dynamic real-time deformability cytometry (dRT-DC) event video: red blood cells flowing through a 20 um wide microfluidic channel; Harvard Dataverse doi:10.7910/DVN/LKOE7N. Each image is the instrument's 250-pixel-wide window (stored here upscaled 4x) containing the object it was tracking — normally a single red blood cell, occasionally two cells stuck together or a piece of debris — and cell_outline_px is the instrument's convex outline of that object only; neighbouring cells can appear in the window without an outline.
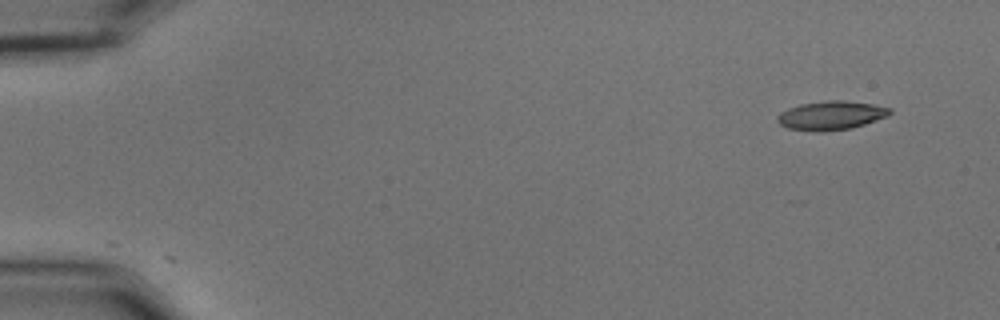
{"species": "common noctule bat (a hibernating species)", "species_latin": "Nyctalus noctula", "temperature_condition": "cold", "stored_images_in_passage": 52, "camera_frame_rate_fps": 3000, "um_per_image_px": 0.085, "animal": {"sex": "male", "body_mass_g": 15.6}, "frame": {"image": 1, "passage_image": 1, "time_ms": 0.0, "image_size_px": [1000, 320], "cell_outline_px": [[892, 112], [888, 116], [852, 128], [788, 128], [780, 124], [776, 120], [776, 116], [780, 112], [788, 108], [800, 104], [828, 100], [840, 100], [872, 104], [892, 108]], "centroid_in_image_um": [70.68, 9.75], "position_along_channel_um": 14.3, "area_um2": 17.98}}
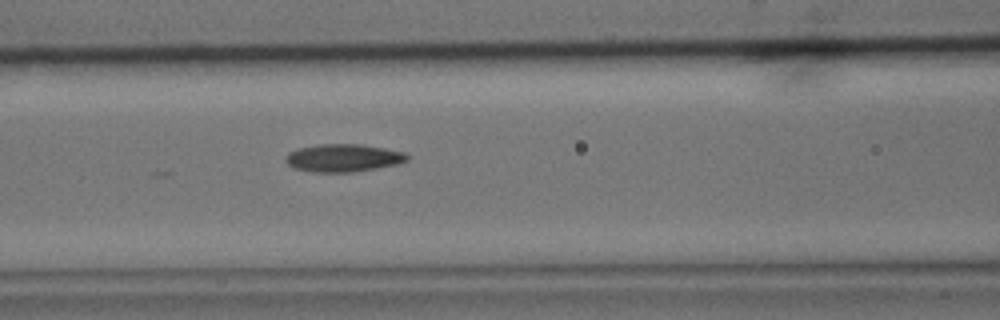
{"frame": {"image": 2, "passage_image": 21, "time_ms": 6.667, "image_size_px": [1000, 320], "cell_outline_px": [[408, 160], [396, 164], [376, 168], [352, 172], [312, 172], [296, 168], [288, 164], [284, 160], [284, 156], [288, 152], [296, 148], [316, 144], [360, 144], [384, 148], [404, 152], [408, 156]], "centroid_in_image_um": [29.12, 13.41], "position_along_channel_um": 137.5, "area_um2": 19.71}}
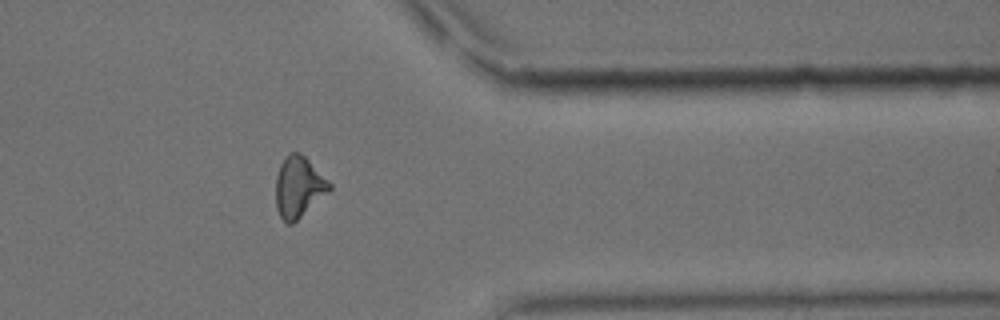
{"frame": {"image": 3, "passage_image": 42, "time_ms": 13.667, "image_size_px": [1000, 320], "cell_outline_px": [[332, 188], [328, 192], [292, 224], [288, 224], [280, 216], [276, 208], [276, 176], [280, 164], [284, 156], [288, 152], [300, 152], [332, 184]], "centroid_in_image_um": [25.36, 15.87], "position_along_channel_um": 386.0, "area_um2": 18.9}, "authors_computed_cell_mechanics": {"area_um2": 18.785, "velocity_mm_per_s": 3.6891, "shape_relaxation_time_tau1_ms": 6.6003, "shape_relaxation_time_tau2_ms": 7.2487, "deformation_change_tau1": 0.1711, "deformation_change_tau2": 0.164}}